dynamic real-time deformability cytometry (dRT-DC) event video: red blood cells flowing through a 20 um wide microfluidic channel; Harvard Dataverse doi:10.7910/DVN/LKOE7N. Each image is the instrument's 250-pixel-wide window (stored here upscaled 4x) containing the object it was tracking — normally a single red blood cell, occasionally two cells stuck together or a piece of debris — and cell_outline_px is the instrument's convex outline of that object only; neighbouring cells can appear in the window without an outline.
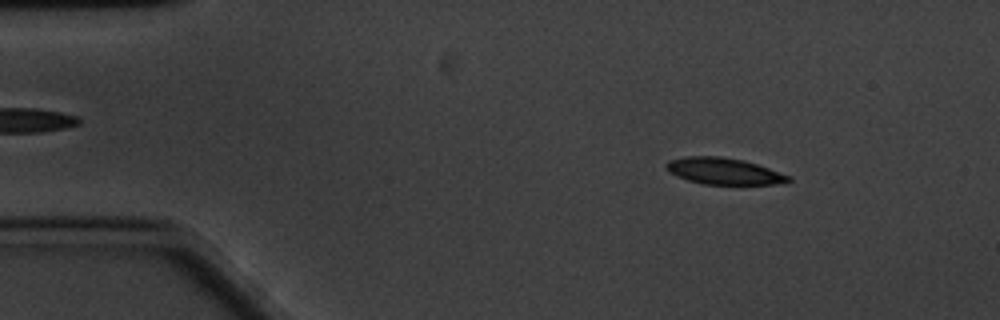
{"species": "common noctule bat (a hibernating species)", "species_latin": "Nyctalus noctula", "temperature_condition": "cold", "stored_images_in_passage": 59, "camera_frame_rate_fps": 3000, "um_per_image_px": 0.085, "animal": {"sex": "male", "body_mass_g": 20.1, "forearm_length_mm": 53.5}, "frame": {"image": 1, "passage_image": 7, "time_ms": 2.0, "image_size_px": [1000, 320], "cell_outline_px": [[792, 180], [788, 184], [704, 184], [688, 180], [668, 172], [664, 168], [664, 164], [668, 160], [684, 156], [720, 156], [744, 160], [792, 176]], "centroid_in_image_um": [61.53, 14.54], "position_along_channel_um": 23.5, "area_um2": 19.13}}
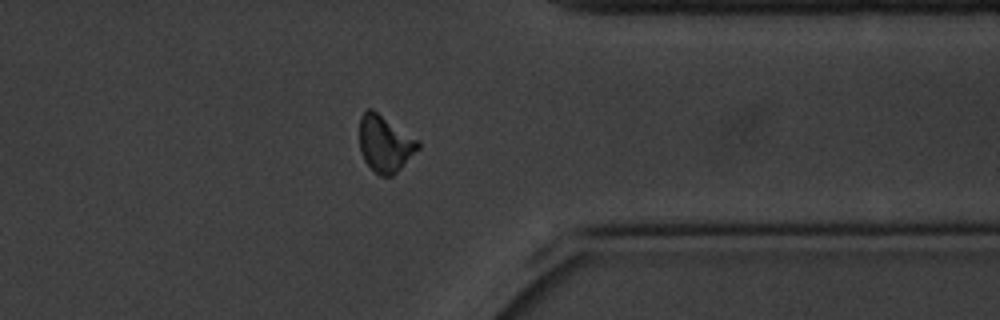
{"frame": {"image": 2, "passage_image": 46, "time_ms": 15.0, "image_size_px": [1000, 320], "cell_outline_px": [[420, 148], [392, 176], [380, 176], [364, 160], [360, 152], [360, 116], [368, 108], [372, 108], [420, 140]], "centroid_in_image_um": [32.74, 12.19], "position_along_channel_um": 378.7, "area_um2": 19.36}}
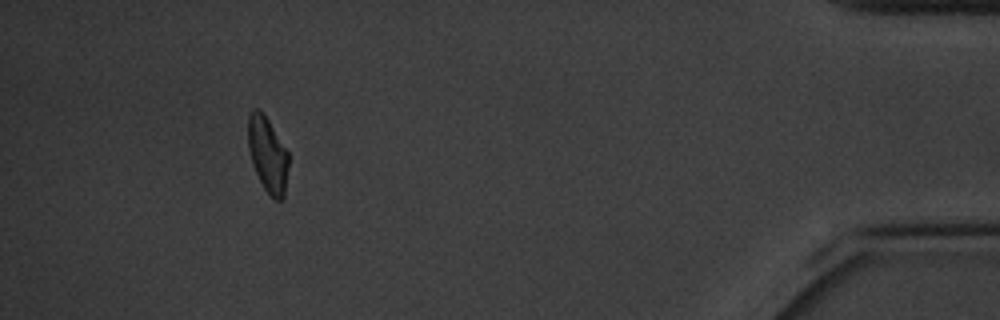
{"frame": {"image": 3, "passage_image": 54, "time_ms": 17.667, "image_size_px": [1000, 320], "cell_outline_px": [[288, 164], [284, 196], [280, 200], [276, 200], [264, 188], [252, 164], [248, 148], [248, 116], [252, 108], [260, 108], [264, 112], [288, 152]], "centroid_in_image_um": [22.73, 13.06], "position_along_channel_um": 412.5, "area_um2": 17.74}}